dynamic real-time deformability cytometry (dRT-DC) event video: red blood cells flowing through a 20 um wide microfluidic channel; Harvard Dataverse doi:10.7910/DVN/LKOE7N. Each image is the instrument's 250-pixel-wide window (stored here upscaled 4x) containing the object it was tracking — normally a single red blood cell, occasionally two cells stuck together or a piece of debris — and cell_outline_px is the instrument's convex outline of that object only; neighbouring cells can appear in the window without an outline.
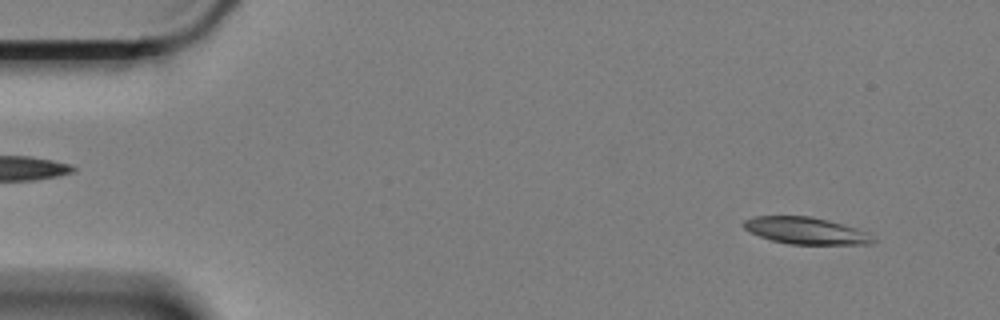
{"species": "Egyptian fruit bat (a non-hibernating species)", "species_latin": "Rousettus aegyptiacus", "temperature_condition": "cold", "stored_images_in_passage": 55, "camera_frame_rate_fps": 3000, "um_per_image_px": 0.085, "animal": {"sex": "female"}, "frame": {"image": 1, "passage_image": 1, "time_ms": 0.0, "image_size_px": [1000, 320], "cell_outline_px": [[876, 240], [872, 244], [788, 244], [772, 240], [760, 236], [744, 228], [740, 224], [744, 220], [752, 216], [812, 216], [828, 220], [856, 228], [868, 232]], "centroid_in_image_um": [68.49, 19.6], "position_along_channel_um": 16.5, "area_um2": 20.29}}
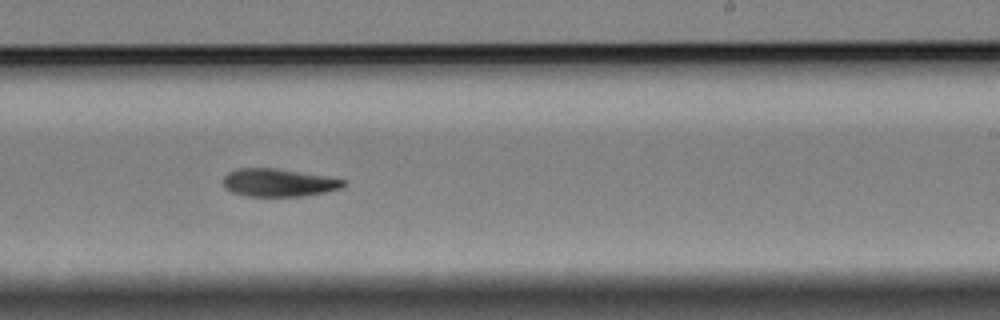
{"frame": {"image": 2, "passage_image": 32, "time_ms": 10.333, "image_size_px": [1000, 320], "cell_outline_px": [[344, 184], [340, 188], [324, 192], [304, 196], [248, 196], [232, 192], [224, 188], [224, 176], [228, 172], [236, 168], [276, 168], [328, 176], [344, 180]], "centroid_in_image_um": [23.64, 15.51], "position_along_channel_um": 265.4, "area_um2": 19.48}}
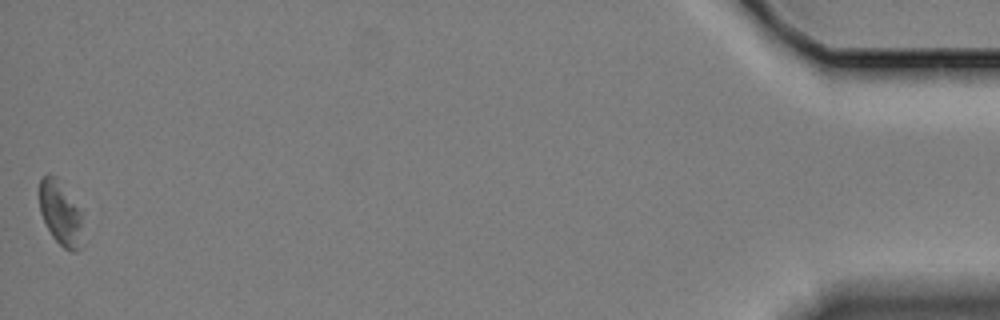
{"frame": {"image": 3, "passage_image": 55, "time_ms": 18.0, "image_size_px": [1000, 320], "cell_outline_px": [[84, 244], [76, 252], [72, 252], [64, 248], [52, 236], [40, 212], [40, 180], [44, 176], [56, 176], [80, 212]], "centroid_in_image_um": [5.16, 18.21], "position_along_channel_um": 430.0, "area_um2": 15.84}, "authors_computed_cell_mechanics": {"area_um2": 20.1722, "velocity_mm_per_s": 3.3404, "shape_relaxation_time_tau1_ms": 3.7242, "shape_relaxation_time_tau2_ms": null, "deformation_change_tau1": 0.11, "deformation_change_tau2": null}}